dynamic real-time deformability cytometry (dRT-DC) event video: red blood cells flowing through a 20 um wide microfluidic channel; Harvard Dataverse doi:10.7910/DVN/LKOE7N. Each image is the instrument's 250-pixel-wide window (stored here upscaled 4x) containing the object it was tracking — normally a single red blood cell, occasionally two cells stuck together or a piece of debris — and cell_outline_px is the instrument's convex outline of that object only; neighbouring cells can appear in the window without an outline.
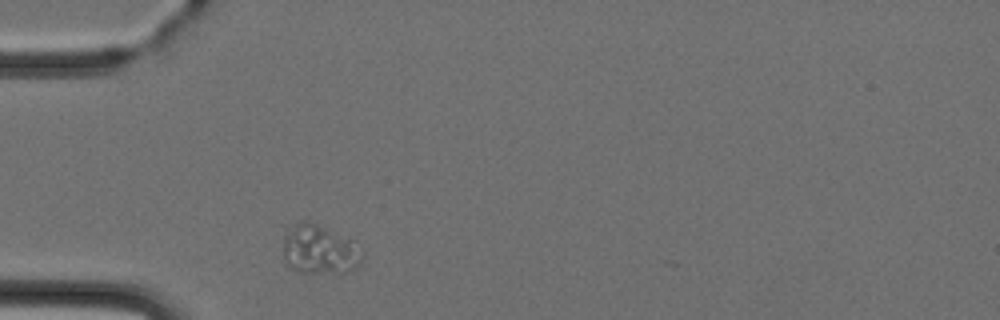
{"species": "Egyptian fruit bat (a non-hibernating species)", "species_latin": "Rousettus aegyptiacus", "temperature_condition": "cold", "stored_images_in_passage": 1, "camera_frame_rate_fps": 3000, "um_per_image_px": 0.085, "animal": {"sex": "female"}, "frame": {"image": 1, "passage_image": 1, "time_ms": 0.0, "image_size_px": [1000, 320], "cell_outline_px": [[360, 264], [348, 272], [296, 272], [288, 268], [284, 260], [284, 236], [288, 228], [292, 224], [300, 220], [308, 220], [352, 236], [360, 256]], "centroid_in_image_um": [27.12, 21.16], "position_along_channel_um": 57.9, "area_um2": 23.18}}